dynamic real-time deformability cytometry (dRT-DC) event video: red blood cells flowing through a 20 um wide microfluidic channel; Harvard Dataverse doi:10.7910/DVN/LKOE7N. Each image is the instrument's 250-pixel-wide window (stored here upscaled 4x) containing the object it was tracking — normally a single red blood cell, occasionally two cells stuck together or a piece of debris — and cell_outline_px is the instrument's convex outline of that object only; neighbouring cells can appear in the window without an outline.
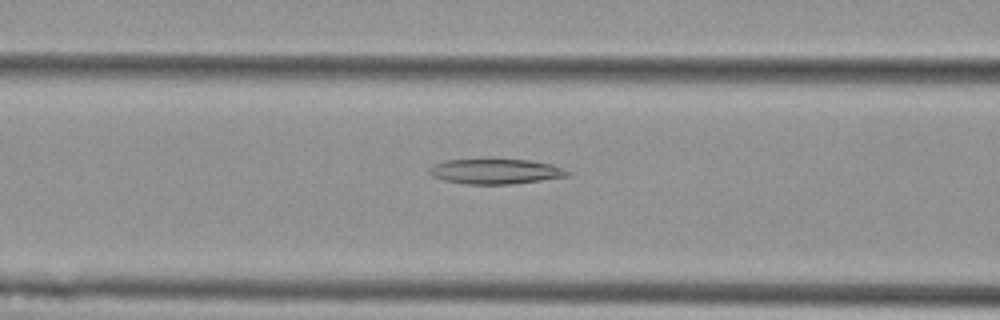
{"species": "Egyptian fruit bat (a non-hibernating species)", "species_latin": "Rousettus aegyptiacus", "temperature_condition": "cold", "stored_images_in_passage": 44, "camera_frame_rate_fps": 3000, "um_per_image_px": 0.085, "animal": {"sex": "female"}, "frame": {"image": 1, "passage_image": 12, "time_ms": 3.667, "image_size_px": [1000, 320], "cell_outline_px": [[572, 172], [568, 176], [540, 180], [508, 184], [464, 184], [444, 180], [432, 176], [428, 172], [428, 168], [432, 164], [444, 160], [488, 156], [492, 156], [528, 160], [552, 164]], "centroid_in_image_um": [42.04, 14.51], "position_along_channel_um": 124.6, "area_um2": 21.33}}
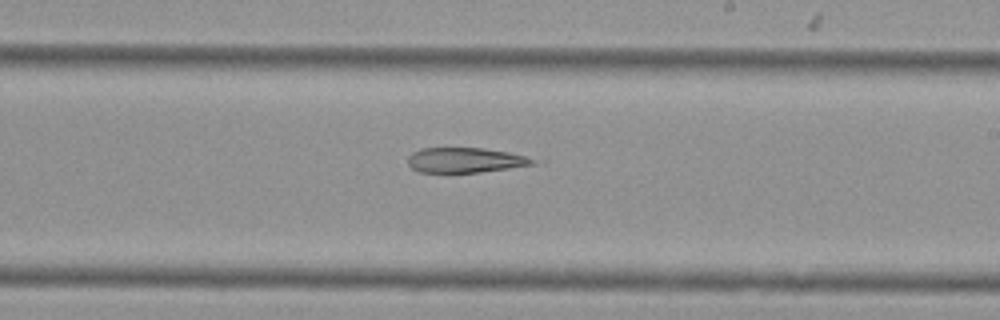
{"frame": {"image": 2, "passage_image": 22, "time_ms": 7.0, "image_size_px": [1000, 320], "cell_outline_px": [[536, 164], [480, 172], [420, 172], [412, 168], [408, 164], [408, 156], [412, 152], [420, 148], [484, 148], [508, 152], [524, 156], [532, 160]], "centroid_in_image_um": [39.47, 13.6], "position_along_channel_um": 249.5, "area_um2": 17.98}}
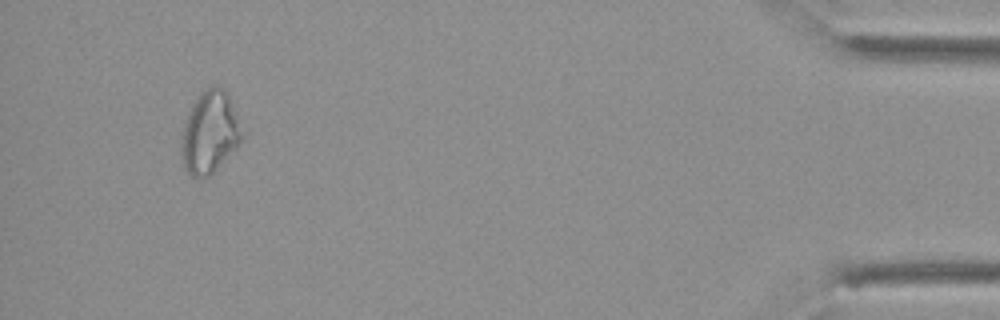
{"frame": {"image": 3, "passage_image": 41, "time_ms": 13.333, "image_size_px": [1000, 320], "cell_outline_px": [[244, 136], [240, 144], [208, 176], [200, 180], [192, 176], [184, 168], [180, 152], [180, 140], [184, 120], [192, 104], [200, 92], [212, 84], [216, 84], [224, 88], [228, 92], [232, 100], [244, 132]], "centroid_in_image_um": [17.83, 11.21], "position_along_channel_um": 417.4, "area_um2": 29.82}, "authors_computed_cell_mechanics": {"area_um2": 22.6287, "velocity_mm_per_s": 3.7667, "shape_relaxation_time_tau1_ms": null, "shape_relaxation_time_tau2_ms": 4.682, "deformation_change_tau1": null, "deformation_change_tau2": 0.1424}}